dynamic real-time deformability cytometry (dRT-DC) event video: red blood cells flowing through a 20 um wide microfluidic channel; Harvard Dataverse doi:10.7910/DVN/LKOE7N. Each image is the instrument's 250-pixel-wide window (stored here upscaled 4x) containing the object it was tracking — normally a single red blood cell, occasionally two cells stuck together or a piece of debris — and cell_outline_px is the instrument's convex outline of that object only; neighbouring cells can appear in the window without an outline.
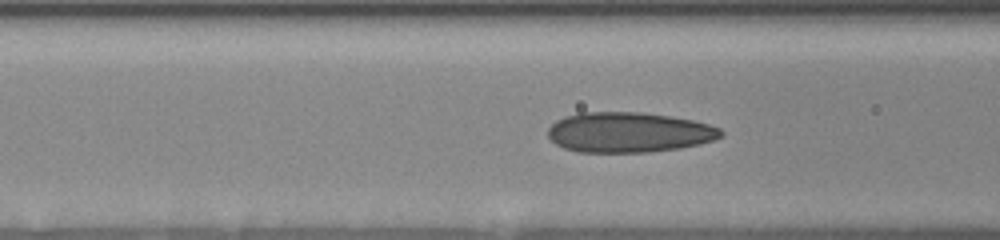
{"species": "human", "species_latin": "Homo sapiens", "temperature_condition": "room temperature", "stored_images_in_passage": 7, "camera_frame_rate_fps": 3000, "um_per_image_px": 0.085, "donor": {"sex": "female"}, "frame": {"image": 1, "passage_image": 5, "time_ms": 1.333, "image_size_px": [1000, 240], "cell_outline_px": [[724, 136], [700, 144], [680, 148], [648, 152], [576, 152], [564, 148], [556, 144], [548, 136], [548, 128], [556, 120], [564, 116], [580, 112], [640, 112], [668, 116], [692, 120], [708, 124], [720, 128], [724, 132]], "centroid_in_image_um": [53.44, 11.25], "position_along_channel_um": 113.2, "area_um2": 40.63}}